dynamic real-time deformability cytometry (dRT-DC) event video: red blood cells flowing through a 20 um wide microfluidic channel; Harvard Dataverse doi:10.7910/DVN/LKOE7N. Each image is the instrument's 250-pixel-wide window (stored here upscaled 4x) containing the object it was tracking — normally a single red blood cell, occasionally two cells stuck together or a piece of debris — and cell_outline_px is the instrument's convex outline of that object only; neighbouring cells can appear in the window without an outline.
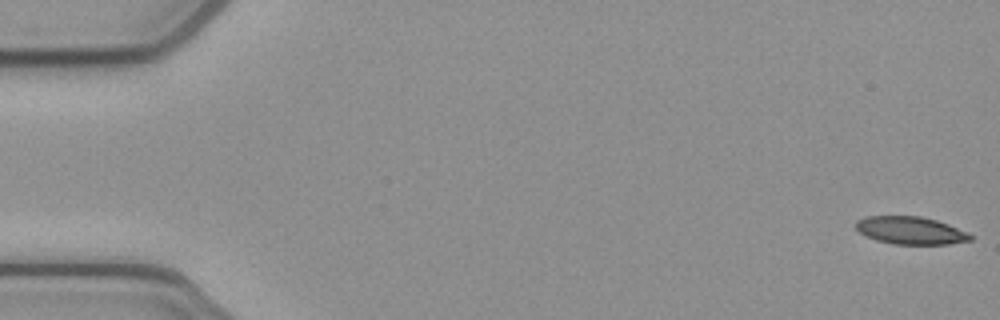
{"species": "common noctule bat (a hibernating species)", "species_latin": "Nyctalus noctula", "temperature_condition": "cold", "stored_images_in_passage": 53, "camera_frame_rate_fps": 3000, "um_per_image_px": 0.085, "animal": {"sex": "female", "body_mass_g": 21.9}, "frame": {"image": 1, "passage_image": 1, "time_ms": 0.0, "image_size_px": [1000, 320], "cell_outline_px": [[972, 240], [948, 244], [892, 244], [876, 240], [860, 232], [856, 228], [856, 220], [864, 216], [920, 216], [936, 220], [948, 224], [968, 232], [972, 236]], "centroid_in_image_um": [77.4, 19.58], "position_along_channel_um": 7.6, "area_um2": 18.44}}
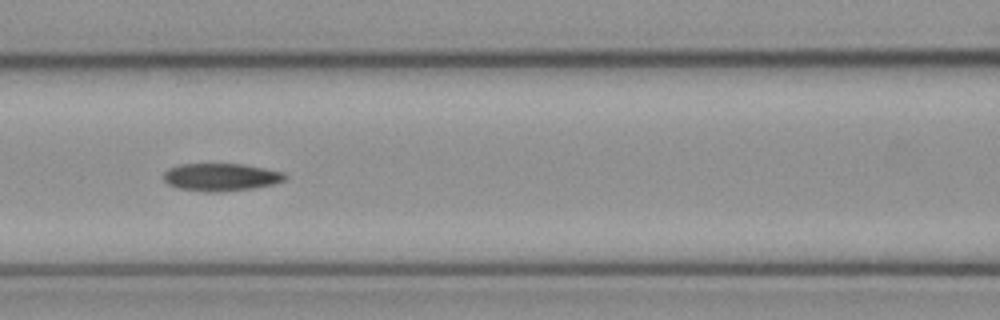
{"frame": {"image": 2, "passage_image": 23, "time_ms": 7.333, "image_size_px": [1000, 320], "cell_outline_px": [[288, 176], [284, 180], [272, 184], [252, 188], [216, 192], [204, 192], [176, 188], [168, 184], [164, 180], [164, 172], [168, 168], [180, 164], [244, 164], [284, 172]], "centroid_in_image_um": [18.75, 15.05], "position_along_channel_um": 147.8, "area_um2": 19.59}}
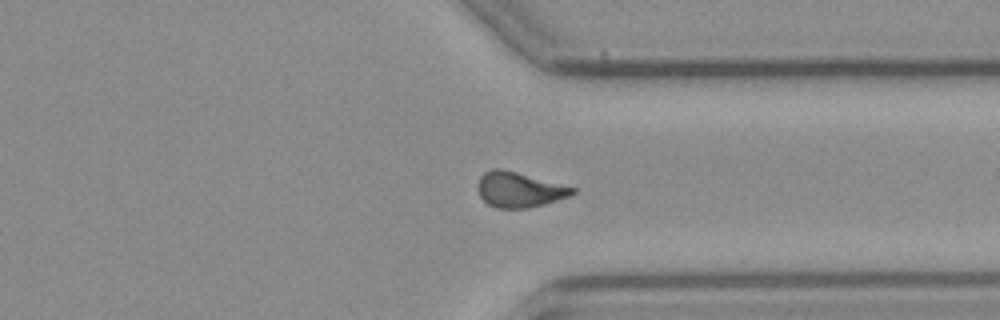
{"frame": {"image": 3, "passage_image": 40, "time_ms": 13.0, "image_size_px": [1000, 320], "cell_outline_px": [[576, 192], [568, 196], [544, 204], [528, 208], [496, 208], [488, 204], [480, 196], [480, 176], [484, 172], [492, 168], [500, 168], [516, 172], [576, 188]], "centroid_in_image_um": [44.14, 16.12], "position_along_channel_um": 367.3, "area_um2": 19.02}, "authors_computed_cell_mechanics": {"area_um2": 19.4208, "velocity_mm_per_s": 3.8785, "shape_relaxation_time_tau1_ms": null, "shape_relaxation_time_tau2_ms": 5.4916, "deformation_change_tau1": null, "deformation_change_tau2": 0.116}}